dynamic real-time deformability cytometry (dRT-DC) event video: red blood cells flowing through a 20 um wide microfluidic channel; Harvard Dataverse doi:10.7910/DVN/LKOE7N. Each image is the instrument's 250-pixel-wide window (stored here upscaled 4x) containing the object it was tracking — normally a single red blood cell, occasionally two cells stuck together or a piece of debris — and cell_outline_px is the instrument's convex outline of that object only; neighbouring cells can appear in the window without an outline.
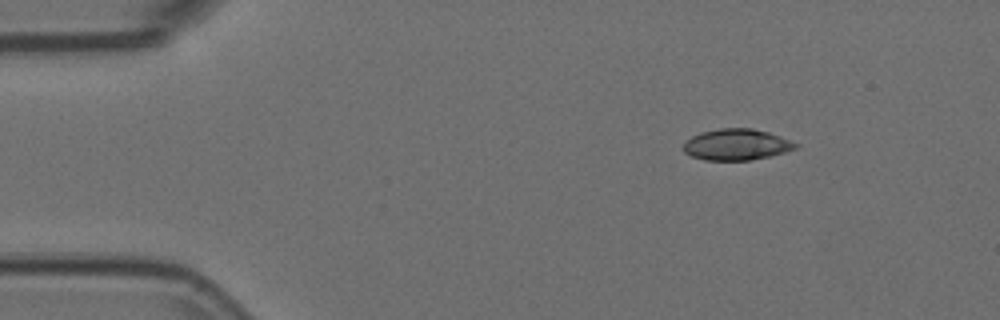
{"species": "Egyptian fruit bat (a non-hibernating species)", "species_latin": "Rousettus aegyptiacus", "temperature_condition": "room temperature", "stored_images_in_passage": 4, "camera_frame_rate_fps": 3000, "um_per_image_px": 0.085, "animal": {"sex": "female"}, "frame": {"image": 1, "passage_image": 2, "time_ms": 0.333, "image_size_px": [1000, 320], "cell_outline_px": [[800, 144], [796, 148], [772, 156], [748, 160], [704, 160], [692, 156], [684, 152], [684, 144], [692, 136], [704, 132], [720, 128], [752, 128], [768, 132], [780, 136]], "centroid_in_image_um": [62.64, 12.29], "position_along_channel_um": 22.4, "area_um2": 20.23}}